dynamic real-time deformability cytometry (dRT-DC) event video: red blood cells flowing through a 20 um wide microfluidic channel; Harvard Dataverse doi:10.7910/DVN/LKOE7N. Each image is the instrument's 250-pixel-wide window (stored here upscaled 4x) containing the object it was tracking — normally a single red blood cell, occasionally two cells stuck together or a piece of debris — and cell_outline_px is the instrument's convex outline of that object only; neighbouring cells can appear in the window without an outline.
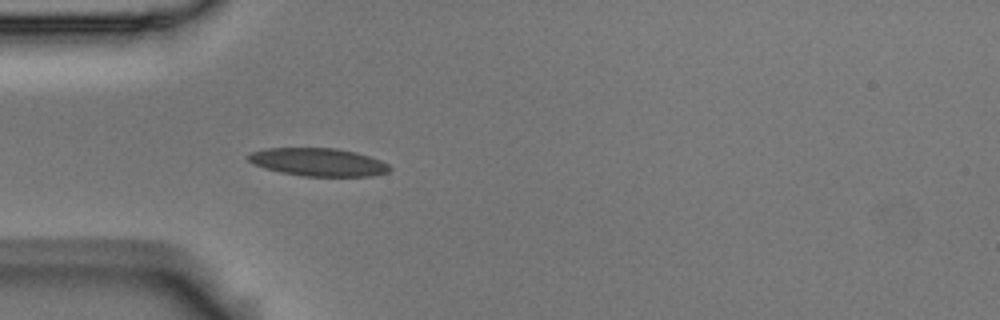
{"species": "Egyptian fruit bat (a non-hibernating species)", "species_latin": "Rousettus aegyptiacus", "temperature_condition": "room temperature", "stored_images_in_passage": 4, "camera_frame_rate_fps": 3000, "um_per_image_px": 0.085, "animal": {"sex": "male"}, "frame": {"image": 1, "passage_image": 4, "time_ms": 1.0, "image_size_px": [1000, 320], "cell_outline_px": [[392, 168], [388, 172], [372, 176], [304, 176], [280, 172], [264, 168], [252, 164], [248, 160], [248, 156], [252, 152], [268, 148], [336, 148], [356, 152], [380, 160], [388, 164]], "centroid_in_image_um": [27.06, 13.78], "position_along_channel_um": 57.9, "area_um2": 23.0}}